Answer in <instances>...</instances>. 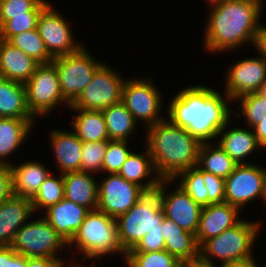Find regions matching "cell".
<instances>
[{"label": "cell", "instance_id": "6da1fadb", "mask_svg": "<svg viewBox=\"0 0 266 267\" xmlns=\"http://www.w3.org/2000/svg\"><path fill=\"white\" fill-rule=\"evenodd\" d=\"M169 107L170 122L185 128L201 143L222 134L231 114L219 92L199 85L181 90Z\"/></svg>", "mask_w": 266, "mask_h": 267}, {"label": "cell", "instance_id": "7a4b0ae2", "mask_svg": "<svg viewBox=\"0 0 266 267\" xmlns=\"http://www.w3.org/2000/svg\"><path fill=\"white\" fill-rule=\"evenodd\" d=\"M262 7L248 0H226L210 12L205 46L210 51H225L245 42L255 45L262 25L258 23Z\"/></svg>", "mask_w": 266, "mask_h": 267}, {"label": "cell", "instance_id": "3957f363", "mask_svg": "<svg viewBox=\"0 0 266 267\" xmlns=\"http://www.w3.org/2000/svg\"><path fill=\"white\" fill-rule=\"evenodd\" d=\"M147 136V148L161 180L175 179L180 172L197 166L202 143L185 128L163 120L148 127Z\"/></svg>", "mask_w": 266, "mask_h": 267}, {"label": "cell", "instance_id": "277c9868", "mask_svg": "<svg viewBox=\"0 0 266 267\" xmlns=\"http://www.w3.org/2000/svg\"><path fill=\"white\" fill-rule=\"evenodd\" d=\"M75 242V246L85 254L86 258L101 257L110 252L123 251L119 237L116 219L108 216L98 209L90 210L84 218L81 226L68 243Z\"/></svg>", "mask_w": 266, "mask_h": 267}, {"label": "cell", "instance_id": "5b68a950", "mask_svg": "<svg viewBox=\"0 0 266 267\" xmlns=\"http://www.w3.org/2000/svg\"><path fill=\"white\" fill-rule=\"evenodd\" d=\"M164 211L157 191L146 192L117 221L118 237L123 251L133 249L153 229H160Z\"/></svg>", "mask_w": 266, "mask_h": 267}, {"label": "cell", "instance_id": "8992f818", "mask_svg": "<svg viewBox=\"0 0 266 267\" xmlns=\"http://www.w3.org/2000/svg\"><path fill=\"white\" fill-rule=\"evenodd\" d=\"M259 223L240 221L234 227L224 230L200 247V259L214 264L211 256L224 262L253 260L252 247L259 232ZM257 234V235H256Z\"/></svg>", "mask_w": 266, "mask_h": 267}, {"label": "cell", "instance_id": "52a82bcc", "mask_svg": "<svg viewBox=\"0 0 266 267\" xmlns=\"http://www.w3.org/2000/svg\"><path fill=\"white\" fill-rule=\"evenodd\" d=\"M84 48L82 46L72 54L58 56L52 60L59 75L62 95L69 103V108L102 65L95 62Z\"/></svg>", "mask_w": 266, "mask_h": 267}, {"label": "cell", "instance_id": "ba28073f", "mask_svg": "<svg viewBox=\"0 0 266 267\" xmlns=\"http://www.w3.org/2000/svg\"><path fill=\"white\" fill-rule=\"evenodd\" d=\"M68 244L45 218L21 226L10 245L25 257L56 258L57 251ZM61 247V248H60Z\"/></svg>", "mask_w": 266, "mask_h": 267}, {"label": "cell", "instance_id": "9c48e42d", "mask_svg": "<svg viewBox=\"0 0 266 267\" xmlns=\"http://www.w3.org/2000/svg\"><path fill=\"white\" fill-rule=\"evenodd\" d=\"M24 85L27 108L33 117L48 114L59 102L69 104L62 95L59 75L53 62L39 64Z\"/></svg>", "mask_w": 266, "mask_h": 267}, {"label": "cell", "instance_id": "30bf717a", "mask_svg": "<svg viewBox=\"0 0 266 267\" xmlns=\"http://www.w3.org/2000/svg\"><path fill=\"white\" fill-rule=\"evenodd\" d=\"M123 84L119 74L102 64L70 106L72 109L102 111L121 102Z\"/></svg>", "mask_w": 266, "mask_h": 267}, {"label": "cell", "instance_id": "8fae6325", "mask_svg": "<svg viewBox=\"0 0 266 267\" xmlns=\"http://www.w3.org/2000/svg\"><path fill=\"white\" fill-rule=\"evenodd\" d=\"M266 169L255 164H237L225 179V202L241 209L256 197L265 199Z\"/></svg>", "mask_w": 266, "mask_h": 267}, {"label": "cell", "instance_id": "7c38bea8", "mask_svg": "<svg viewBox=\"0 0 266 267\" xmlns=\"http://www.w3.org/2000/svg\"><path fill=\"white\" fill-rule=\"evenodd\" d=\"M98 185L97 209L117 219L128 212L146 193L119 174H110Z\"/></svg>", "mask_w": 266, "mask_h": 267}, {"label": "cell", "instance_id": "4fadbf2b", "mask_svg": "<svg viewBox=\"0 0 266 267\" xmlns=\"http://www.w3.org/2000/svg\"><path fill=\"white\" fill-rule=\"evenodd\" d=\"M121 102L136 121H147L148 127L164 120L158 115L161 107V96L151 83V79L149 81L125 80Z\"/></svg>", "mask_w": 266, "mask_h": 267}, {"label": "cell", "instance_id": "5bb4252c", "mask_svg": "<svg viewBox=\"0 0 266 267\" xmlns=\"http://www.w3.org/2000/svg\"><path fill=\"white\" fill-rule=\"evenodd\" d=\"M37 29L48 53L53 58L72 54L82 47L76 44L68 24L50 4L40 13Z\"/></svg>", "mask_w": 266, "mask_h": 267}, {"label": "cell", "instance_id": "9a60e30c", "mask_svg": "<svg viewBox=\"0 0 266 267\" xmlns=\"http://www.w3.org/2000/svg\"><path fill=\"white\" fill-rule=\"evenodd\" d=\"M170 181L173 182V179H162L156 189L164 216L171 219L183 230L195 235L202 206L196 203L180 186L171 192L172 194L166 195L164 187Z\"/></svg>", "mask_w": 266, "mask_h": 267}, {"label": "cell", "instance_id": "2e32d148", "mask_svg": "<svg viewBox=\"0 0 266 267\" xmlns=\"http://www.w3.org/2000/svg\"><path fill=\"white\" fill-rule=\"evenodd\" d=\"M227 100H235L245 94L259 92L266 82V61L263 57L237 62L226 79Z\"/></svg>", "mask_w": 266, "mask_h": 267}, {"label": "cell", "instance_id": "e0dca14e", "mask_svg": "<svg viewBox=\"0 0 266 267\" xmlns=\"http://www.w3.org/2000/svg\"><path fill=\"white\" fill-rule=\"evenodd\" d=\"M238 207L229 203H215L203 206L200 214L196 240L201 247L206 241L238 224ZM238 216V217H237Z\"/></svg>", "mask_w": 266, "mask_h": 267}, {"label": "cell", "instance_id": "ac0fdd59", "mask_svg": "<svg viewBox=\"0 0 266 267\" xmlns=\"http://www.w3.org/2000/svg\"><path fill=\"white\" fill-rule=\"evenodd\" d=\"M90 210L63 198L49 207L44 218L68 244Z\"/></svg>", "mask_w": 266, "mask_h": 267}, {"label": "cell", "instance_id": "d6986e66", "mask_svg": "<svg viewBox=\"0 0 266 267\" xmlns=\"http://www.w3.org/2000/svg\"><path fill=\"white\" fill-rule=\"evenodd\" d=\"M33 212V204L29 198L13 195L0 203V246L12 244L17 230Z\"/></svg>", "mask_w": 266, "mask_h": 267}, {"label": "cell", "instance_id": "ffe728a7", "mask_svg": "<svg viewBox=\"0 0 266 267\" xmlns=\"http://www.w3.org/2000/svg\"><path fill=\"white\" fill-rule=\"evenodd\" d=\"M39 63L6 40L0 39V77L25 84Z\"/></svg>", "mask_w": 266, "mask_h": 267}, {"label": "cell", "instance_id": "44dd1931", "mask_svg": "<svg viewBox=\"0 0 266 267\" xmlns=\"http://www.w3.org/2000/svg\"><path fill=\"white\" fill-rule=\"evenodd\" d=\"M164 250L180 262L193 261L200 258V247L196 235L183 230L166 216L162 219Z\"/></svg>", "mask_w": 266, "mask_h": 267}, {"label": "cell", "instance_id": "7402d4cb", "mask_svg": "<svg viewBox=\"0 0 266 267\" xmlns=\"http://www.w3.org/2000/svg\"><path fill=\"white\" fill-rule=\"evenodd\" d=\"M51 142L56 155V162L62 174L81 171V157L83 142L75 132H51Z\"/></svg>", "mask_w": 266, "mask_h": 267}, {"label": "cell", "instance_id": "603a6c76", "mask_svg": "<svg viewBox=\"0 0 266 267\" xmlns=\"http://www.w3.org/2000/svg\"><path fill=\"white\" fill-rule=\"evenodd\" d=\"M92 177L81 171L63 174L64 198L89 210L97 209L98 185Z\"/></svg>", "mask_w": 266, "mask_h": 267}, {"label": "cell", "instance_id": "cb8c5ba5", "mask_svg": "<svg viewBox=\"0 0 266 267\" xmlns=\"http://www.w3.org/2000/svg\"><path fill=\"white\" fill-rule=\"evenodd\" d=\"M12 173L13 194L32 199L50 172L38 162H26L19 167L9 165Z\"/></svg>", "mask_w": 266, "mask_h": 267}, {"label": "cell", "instance_id": "d4e9b609", "mask_svg": "<svg viewBox=\"0 0 266 267\" xmlns=\"http://www.w3.org/2000/svg\"><path fill=\"white\" fill-rule=\"evenodd\" d=\"M0 117L32 120L23 83L0 77Z\"/></svg>", "mask_w": 266, "mask_h": 267}, {"label": "cell", "instance_id": "484cf974", "mask_svg": "<svg viewBox=\"0 0 266 267\" xmlns=\"http://www.w3.org/2000/svg\"><path fill=\"white\" fill-rule=\"evenodd\" d=\"M153 172H155L157 177L154 176V179L150 181L148 180L145 184H141V182H139L148 175L150 176V173ZM118 174L125 180L137 184L145 192L156 191L161 181L156 174L154 163L148 149L144 154L141 153L139 155L131 152Z\"/></svg>", "mask_w": 266, "mask_h": 267}, {"label": "cell", "instance_id": "4316f807", "mask_svg": "<svg viewBox=\"0 0 266 267\" xmlns=\"http://www.w3.org/2000/svg\"><path fill=\"white\" fill-rule=\"evenodd\" d=\"M32 122L26 119L0 117V164L10 165L3 159L20 147L30 132Z\"/></svg>", "mask_w": 266, "mask_h": 267}, {"label": "cell", "instance_id": "83f0119b", "mask_svg": "<svg viewBox=\"0 0 266 267\" xmlns=\"http://www.w3.org/2000/svg\"><path fill=\"white\" fill-rule=\"evenodd\" d=\"M80 112L73 121V129L82 142L109 141L102 111L73 109Z\"/></svg>", "mask_w": 266, "mask_h": 267}, {"label": "cell", "instance_id": "f1b7e54d", "mask_svg": "<svg viewBox=\"0 0 266 267\" xmlns=\"http://www.w3.org/2000/svg\"><path fill=\"white\" fill-rule=\"evenodd\" d=\"M218 144L236 164H244L243 159L260 147L254 132L243 128H234L223 133Z\"/></svg>", "mask_w": 266, "mask_h": 267}, {"label": "cell", "instance_id": "f546056e", "mask_svg": "<svg viewBox=\"0 0 266 267\" xmlns=\"http://www.w3.org/2000/svg\"><path fill=\"white\" fill-rule=\"evenodd\" d=\"M207 144L205 142L200 146L197 167L202 171L226 179L234 171L237 164L219 144L214 148Z\"/></svg>", "mask_w": 266, "mask_h": 267}, {"label": "cell", "instance_id": "4dcf8cb0", "mask_svg": "<svg viewBox=\"0 0 266 267\" xmlns=\"http://www.w3.org/2000/svg\"><path fill=\"white\" fill-rule=\"evenodd\" d=\"M102 113L105 118L107 132L110 140L128 141L130 134H133L136 120L126 106L119 102L113 104Z\"/></svg>", "mask_w": 266, "mask_h": 267}, {"label": "cell", "instance_id": "1f68e13d", "mask_svg": "<svg viewBox=\"0 0 266 267\" xmlns=\"http://www.w3.org/2000/svg\"><path fill=\"white\" fill-rule=\"evenodd\" d=\"M8 42L32 57L39 64L50 63L54 59L48 53L37 28L12 36Z\"/></svg>", "mask_w": 266, "mask_h": 267}, {"label": "cell", "instance_id": "d6a6232c", "mask_svg": "<svg viewBox=\"0 0 266 267\" xmlns=\"http://www.w3.org/2000/svg\"><path fill=\"white\" fill-rule=\"evenodd\" d=\"M64 198V180L63 175L61 178L56 179L51 176V173L46 178L44 183L40 186L35 196L31 199L34 211L45 208L47 210L52 205L57 204Z\"/></svg>", "mask_w": 266, "mask_h": 267}, {"label": "cell", "instance_id": "836d02e7", "mask_svg": "<svg viewBox=\"0 0 266 267\" xmlns=\"http://www.w3.org/2000/svg\"><path fill=\"white\" fill-rule=\"evenodd\" d=\"M129 267H179L180 261L165 250L153 252H126Z\"/></svg>", "mask_w": 266, "mask_h": 267}, {"label": "cell", "instance_id": "e575fe53", "mask_svg": "<svg viewBox=\"0 0 266 267\" xmlns=\"http://www.w3.org/2000/svg\"><path fill=\"white\" fill-rule=\"evenodd\" d=\"M180 177L179 186L202 207L208 205V190L205 187L203 171L197 166L180 172L176 177Z\"/></svg>", "mask_w": 266, "mask_h": 267}, {"label": "cell", "instance_id": "d590c367", "mask_svg": "<svg viewBox=\"0 0 266 267\" xmlns=\"http://www.w3.org/2000/svg\"><path fill=\"white\" fill-rule=\"evenodd\" d=\"M49 3L45 0H0V20L13 17L40 15Z\"/></svg>", "mask_w": 266, "mask_h": 267}, {"label": "cell", "instance_id": "8d00e7d4", "mask_svg": "<svg viewBox=\"0 0 266 267\" xmlns=\"http://www.w3.org/2000/svg\"><path fill=\"white\" fill-rule=\"evenodd\" d=\"M237 99L241 100V113L252 128L266 117V98L260 92L248 93Z\"/></svg>", "mask_w": 266, "mask_h": 267}, {"label": "cell", "instance_id": "74e56055", "mask_svg": "<svg viewBox=\"0 0 266 267\" xmlns=\"http://www.w3.org/2000/svg\"><path fill=\"white\" fill-rule=\"evenodd\" d=\"M130 154L127 141L109 140L104 154L102 171L118 174Z\"/></svg>", "mask_w": 266, "mask_h": 267}, {"label": "cell", "instance_id": "f35d334b", "mask_svg": "<svg viewBox=\"0 0 266 267\" xmlns=\"http://www.w3.org/2000/svg\"><path fill=\"white\" fill-rule=\"evenodd\" d=\"M108 141L83 142L81 172H99L102 170L103 159Z\"/></svg>", "mask_w": 266, "mask_h": 267}, {"label": "cell", "instance_id": "ab89813d", "mask_svg": "<svg viewBox=\"0 0 266 267\" xmlns=\"http://www.w3.org/2000/svg\"><path fill=\"white\" fill-rule=\"evenodd\" d=\"M39 15L13 17L0 20V39L8 41L12 36L37 28Z\"/></svg>", "mask_w": 266, "mask_h": 267}, {"label": "cell", "instance_id": "60d3db41", "mask_svg": "<svg viewBox=\"0 0 266 267\" xmlns=\"http://www.w3.org/2000/svg\"><path fill=\"white\" fill-rule=\"evenodd\" d=\"M165 241L163 236V226L160 223V229L149 231L141 241L128 252H153L164 250Z\"/></svg>", "mask_w": 266, "mask_h": 267}, {"label": "cell", "instance_id": "b9f144b4", "mask_svg": "<svg viewBox=\"0 0 266 267\" xmlns=\"http://www.w3.org/2000/svg\"><path fill=\"white\" fill-rule=\"evenodd\" d=\"M205 187L208 190V205L225 202V179L203 171Z\"/></svg>", "mask_w": 266, "mask_h": 267}, {"label": "cell", "instance_id": "7bdbcfd3", "mask_svg": "<svg viewBox=\"0 0 266 267\" xmlns=\"http://www.w3.org/2000/svg\"><path fill=\"white\" fill-rule=\"evenodd\" d=\"M13 195L11 168L7 164H0V203Z\"/></svg>", "mask_w": 266, "mask_h": 267}, {"label": "cell", "instance_id": "ee69618b", "mask_svg": "<svg viewBox=\"0 0 266 267\" xmlns=\"http://www.w3.org/2000/svg\"><path fill=\"white\" fill-rule=\"evenodd\" d=\"M63 260L57 258L28 257L27 267H62Z\"/></svg>", "mask_w": 266, "mask_h": 267}, {"label": "cell", "instance_id": "f6af8a7d", "mask_svg": "<svg viewBox=\"0 0 266 267\" xmlns=\"http://www.w3.org/2000/svg\"><path fill=\"white\" fill-rule=\"evenodd\" d=\"M254 134L260 147H266V117L253 127Z\"/></svg>", "mask_w": 266, "mask_h": 267}, {"label": "cell", "instance_id": "bcb514c9", "mask_svg": "<svg viewBox=\"0 0 266 267\" xmlns=\"http://www.w3.org/2000/svg\"><path fill=\"white\" fill-rule=\"evenodd\" d=\"M9 267H27V257L18 254L9 245Z\"/></svg>", "mask_w": 266, "mask_h": 267}, {"label": "cell", "instance_id": "7dc6e473", "mask_svg": "<svg viewBox=\"0 0 266 267\" xmlns=\"http://www.w3.org/2000/svg\"><path fill=\"white\" fill-rule=\"evenodd\" d=\"M255 47L266 61V26H262L255 41Z\"/></svg>", "mask_w": 266, "mask_h": 267}, {"label": "cell", "instance_id": "c3c4849f", "mask_svg": "<svg viewBox=\"0 0 266 267\" xmlns=\"http://www.w3.org/2000/svg\"><path fill=\"white\" fill-rule=\"evenodd\" d=\"M254 260H239L233 262H224L222 263L221 267H257ZM213 267H217L213 264Z\"/></svg>", "mask_w": 266, "mask_h": 267}, {"label": "cell", "instance_id": "681fc988", "mask_svg": "<svg viewBox=\"0 0 266 267\" xmlns=\"http://www.w3.org/2000/svg\"><path fill=\"white\" fill-rule=\"evenodd\" d=\"M0 267H9V245L0 246Z\"/></svg>", "mask_w": 266, "mask_h": 267}, {"label": "cell", "instance_id": "f907efd6", "mask_svg": "<svg viewBox=\"0 0 266 267\" xmlns=\"http://www.w3.org/2000/svg\"><path fill=\"white\" fill-rule=\"evenodd\" d=\"M179 267H213L212 264L203 262L200 258L193 261L181 262Z\"/></svg>", "mask_w": 266, "mask_h": 267}, {"label": "cell", "instance_id": "816d5d0a", "mask_svg": "<svg viewBox=\"0 0 266 267\" xmlns=\"http://www.w3.org/2000/svg\"><path fill=\"white\" fill-rule=\"evenodd\" d=\"M211 4H212V6L214 7V6H217V5H219L220 3H223L224 1H226V0H208Z\"/></svg>", "mask_w": 266, "mask_h": 267}, {"label": "cell", "instance_id": "f5cc1de1", "mask_svg": "<svg viewBox=\"0 0 266 267\" xmlns=\"http://www.w3.org/2000/svg\"><path fill=\"white\" fill-rule=\"evenodd\" d=\"M259 92L266 98V82L265 86Z\"/></svg>", "mask_w": 266, "mask_h": 267}, {"label": "cell", "instance_id": "db71d44e", "mask_svg": "<svg viewBox=\"0 0 266 267\" xmlns=\"http://www.w3.org/2000/svg\"><path fill=\"white\" fill-rule=\"evenodd\" d=\"M248 1H252V2L258 4V5L261 7V4H262L261 1H262V0H248Z\"/></svg>", "mask_w": 266, "mask_h": 267}, {"label": "cell", "instance_id": "11a10c76", "mask_svg": "<svg viewBox=\"0 0 266 267\" xmlns=\"http://www.w3.org/2000/svg\"><path fill=\"white\" fill-rule=\"evenodd\" d=\"M62 267H64V263L62 264ZM65 267H66V265H65ZM67 267H83V266H82V265H80V266H76V265H75V266H74V265L72 266V265H71V266H67ZM88 267H89V266H88ZM91 267H93V266H91Z\"/></svg>", "mask_w": 266, "mask_h": 267}]
</instances>
